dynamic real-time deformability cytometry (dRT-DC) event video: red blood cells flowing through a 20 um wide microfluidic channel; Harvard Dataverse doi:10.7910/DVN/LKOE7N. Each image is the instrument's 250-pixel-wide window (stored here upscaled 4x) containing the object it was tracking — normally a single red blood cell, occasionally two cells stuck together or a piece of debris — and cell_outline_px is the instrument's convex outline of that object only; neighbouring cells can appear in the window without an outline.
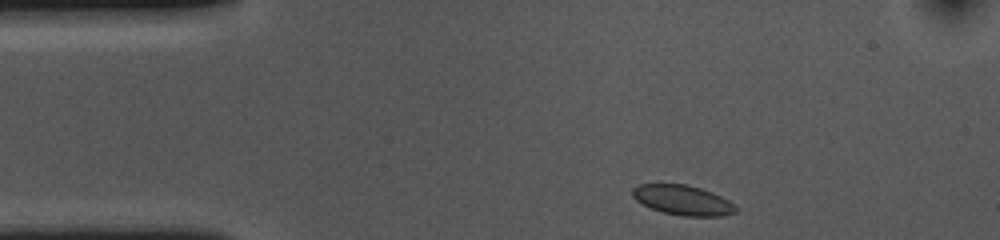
{"species": "common noctule bat (a hibernating species)", "species_latin": "Nyctalus noctula", "temperature_condition": "cold", "stored_images_in_passage": 37, "camera_frame_rate_fps": 3000, "um_per_image_px": 0.085, "animal": {"sex": "female", "body_mass_g": 10.0, "forearm_length_mm": 53.1}, "frame": {"image": 1, "passage_image": 1, "time_ms": 0.0, "image_size_px": [1000, 240], "cell_outline_px": [[736, 212], [724, 216], [684, 216], [664, 212], [652, 208], [636, 200], [632, 196], [632, 188], [640, 184], [688, 184], [712, 192], [728, 200], [736, 208]], "centroid_in_image_um": [58.03, 17.0], "position_along_channel_um": 27.0, "area_um2": 17.8}}
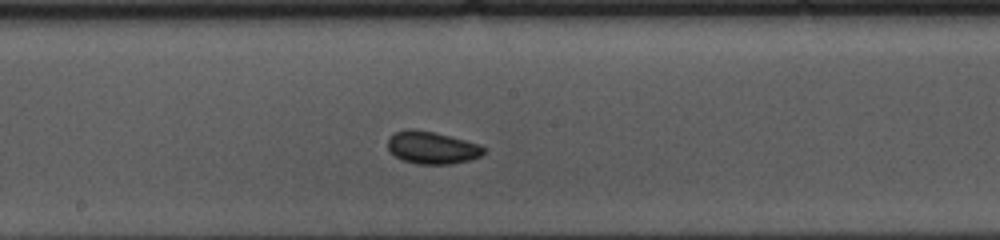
{"frame": {"image": 2, "passage_image": 20, "time_ms": 6.333, "image_size_px": [1000, 240], "cell_outline_px": [[484, 152], [480, 156], [468, 160], [452, 164], [420, 164], [404, 160], [396, 156], [388, 148], [388, 136], [396, 132], [408, 128], [412, 128], [436, 132], [480, 144], [484, 148]], "centroid_in_image_um": [36.71, 12.53], "position_along_channel_um": 211.5, "area_um2": 18.09}}
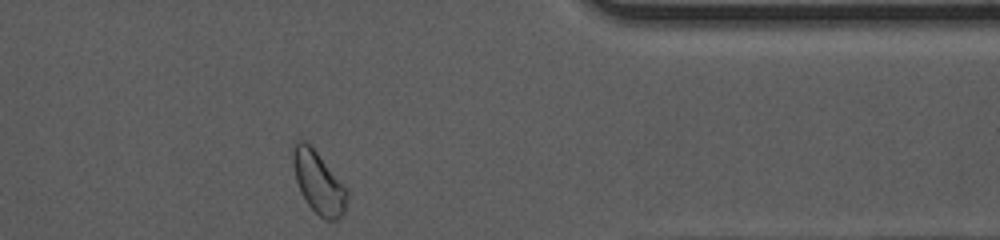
{"frame": {"image": 3, "passage_image": 36, "time_ms": 11.667, "image_size_px": [1000, 240], "cell_outline_px": [[348, 196], [344, 216], [340, 220], [324, 220], [308, 204], [300, 192], [296, 180], [292, 164], [292, 156], [296, 140], [300, 136], [316, 152], [348, 188]], "centroid_in_image_um": [27.09, 15.54], "position_along_channel_um": 384.3, "area_um2": 19.77}, "authors_computed_cell_mechanics": {"area_um2": 17.8024, "velocity_mm_per_s": 3.6185, "shape_relaxation_time_tau1_ms": 1.0487, "shape_relaxation_time_tau2_ms": null, "deformation_change_tau1": 0.0391, "deformation_change_tau2": null}}